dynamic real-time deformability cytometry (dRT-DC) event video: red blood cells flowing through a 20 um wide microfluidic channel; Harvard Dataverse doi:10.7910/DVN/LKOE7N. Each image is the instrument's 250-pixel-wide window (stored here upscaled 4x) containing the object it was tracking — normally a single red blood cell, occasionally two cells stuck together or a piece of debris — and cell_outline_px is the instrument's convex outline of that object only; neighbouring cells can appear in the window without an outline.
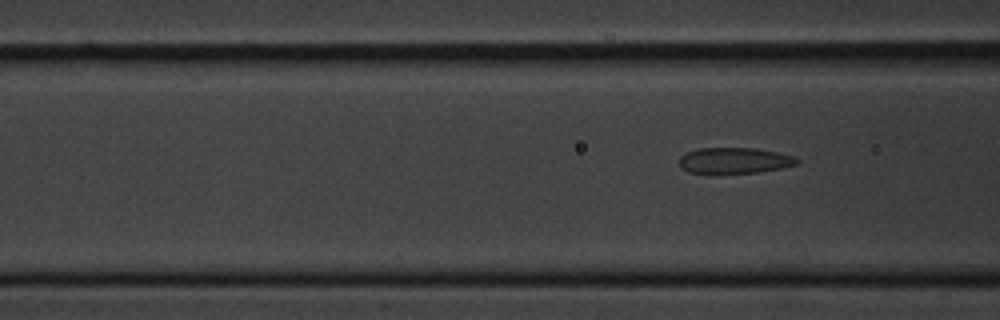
{"species": "common noctule bat (a hibernating species)", "species_latin": "Nyctalus noctula", "temperature_condition": "cold", "stored_images_in_passage": 5, "segment_of_instrument_passage": [2, 2], "camera_frame_rate_fps": 3000, "um_per_image_px": 0.085, "animal": {"sex": "male", "body_mass_g": 20.1, "forearm_length_mm": 53.5}, "frame": {"image": 1, "passage_image": 5, "time_ms": 5.667, "image_size_px": [1000, 320], "cell_outline_px": [[800, 160], [796, 164], [780, 168], [756, 172], [716, 176], [708, 176], [688, 172], [680, 168], [680, 156], [696, 148], [756, 148], [776, 152], [792, 156]], "centroid_in_image_um": [62.32, 13.69], "position_along_channel_um": 104.3, "area_um2": 18.44}}